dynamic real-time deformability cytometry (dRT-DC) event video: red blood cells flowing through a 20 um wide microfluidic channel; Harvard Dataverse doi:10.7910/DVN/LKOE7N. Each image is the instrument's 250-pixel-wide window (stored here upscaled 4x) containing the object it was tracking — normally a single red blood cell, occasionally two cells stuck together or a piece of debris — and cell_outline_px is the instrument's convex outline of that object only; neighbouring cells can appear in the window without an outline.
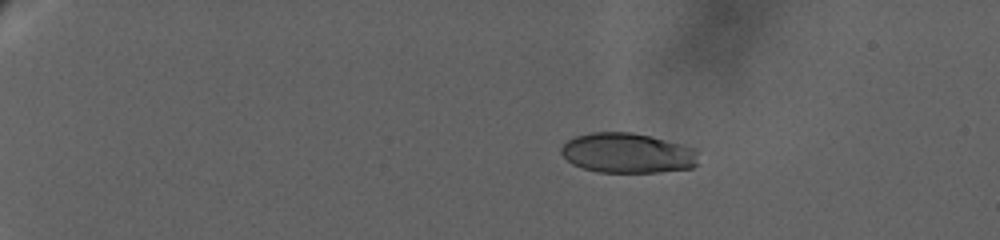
{"species": "human", "species_latin": "Homo sapiens", "temperature_condition": "warm", "stored_images_in_passage": 24, "camera_frame_rate_fps": 3000, "um_per_image_px": 0.085, "donor": {"sex": "female"}, "frame": {"image": 1, "passage_image": 7, "time_ms": 5.333, "image_size_px": [1000, 240], "cell_outline_px": [[696, 164], [692, 168], [660, 172], [596, 172], [572, 164], [560, 152], [560, 148], [568, 140], [576, 136], [592, 132], [632, 132], [684, 144], [696, 148]], "centroid_in_image_um": [53.34, 13.01], "position_along_channel_um": 31.7, "area_um2": 32.02}}
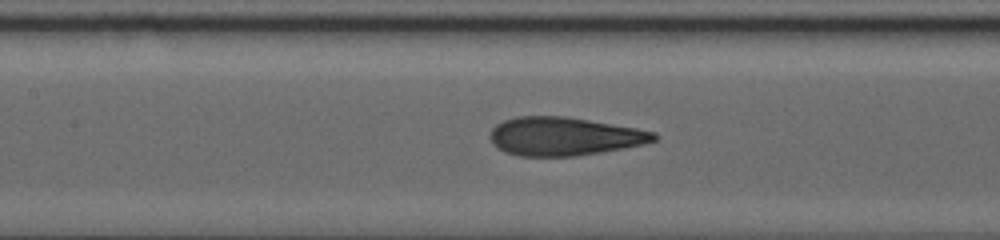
{"frame": {"image": 2, "passage_image": 17, "time_ms": 13.667, "image_size_px": [1000, 240], "cell_outline_px": [[660, 136], [656, 140], [640, 144], [620, 148], [572, 156], [516, 156], [504, 152], [492, 144], [492, 128], [496, 124], [504, 120], [516, 116], [564, 116], [636, 128], [656, 132]], "centroid_in_image_um": [47.91, 11.58], "position_along_channel_um": 159.5, "area_um2": 36.24}}
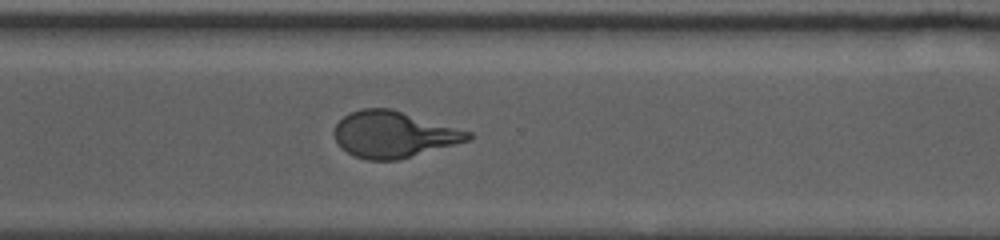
{"frame": {"image": 3, "passage_image": 24, "time_ms": 19.667, "image_size_px": [1000, 240], "cell_outline_px": [[472, 136], [468, 140], [396, 160], [368, 160], [356, 156], [348, 152], [336, 140], [336, 124], [348, 112], [364, 108], [392, 108], [472, 132]], "centroid_in_image_um": [33.46, 11.4], "position_along_channel_um": 337.1, "area_um2": 35.49}}